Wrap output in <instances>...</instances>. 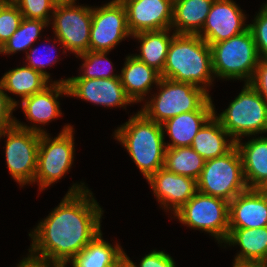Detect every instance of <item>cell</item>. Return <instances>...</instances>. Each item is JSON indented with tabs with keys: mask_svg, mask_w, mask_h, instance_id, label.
I'll return each mask as SVG.
<instances>
[{
	"mask_svg": "<svg viewBox=\"0 0 267 267\" xmlns=\"http://www.w3.org/2000/svg\"><path fill=\"white\" fill-rule=\"evenodd\" d=\"M6 0H0V7Z\"/></svg>",
	"mask_w": 267,
	"mask_h": 267,
	"instance_id": "7bdbcfd3",
	"label": "cell"
},
{
	"mask_svg": "<svg viewBox=\"0 0 267 267\" xmlns=\"http://www.w3.org/2000/svg\"><path fill=\"white\" fill-rule=\"evenodd\" d=\"M214 0H174L172 30L176 34L198 35Z\"/></svg>",
	"mask_w": 267,
	"mask_h": 267,
	"instance_id": "cb8c5ba5",
	"label": "cell"
},
{
	"mask_svg": "<svg viewBox=\"0 0 267 267\" xmlns=\"http://www.w3.org/2000/svg\"><path fill=\"white\" fill-rule=\"evenodd\" d=\"M252 23L248 24L260 58L267 59V2L262 5Z\"/></svg>",
	"mask_w": 267,
	"mask_h": 267,
	"instance_id": "d6a6232c",
	"label": "cell"
},
{
	"mask_svg": "<svg viewBox=\"0 0 267 267\" xmlns=\"http://www.w3.org/2000/svg\"><path fill=\"white\" fill-rule=\"evenodd\" d=\"M235 145L236 141L212 116L197 132L190 147L207 161L228 153Z\"/></svg>",
	"mask_w": 267,
	"mask_h": 267,
	"instance_id": "7402d4cb",
	"label": "cell"
},
{
	"mask_svg": "<svg viewBox=\"0 0 267 267\" xmlns=\"http://www.w3.org/2000/svg\"><path fill=\"white\" fill-rule=\"evenodd\" d=\"M19 102L4 92L2 83L0 81V131L6 127L15 125V117L12 113Z\"/></svg>",
	"mask_w": 267,
	"mask_h": 267,
	"instance_id": "e575fe53",
	"label": "cell"
},
{
	"mask_svg": "<svg viewBox=\"0 0 267 267\" xmlns=\"http://www.w3.org/2000/svg\"><path fill=\"white\" fill-rule=\"evenodd\" d=\"M38 50H39L38 48H34V47H31L29 49L30 52L26 53V62L28 61L26 64L27 66L33 68L34 70L42 73L50 80V75L48 72L44 71V68H46L47 66L51 67L53 66V63L55 64L57 62L56 57L54 58V55L49 54V53H52V51L54 50L53 49L49 50V47H48L47 50H44V53L42 54V58L41 56L36 55ZM45 59H48V60L45 61Z\"/></svg>",
	"mask_w": 267,
	"mask_h": 267,
	"instance_id": "836d02e7",
	"label": "cell"
},
{
	"mask_svg": "<svg viewBox=\"0 0 267 267\" xmlns=\"http://www.w3.org/2000/svg\"><path fill=\"white\" fill-rule=\"evenodd\" d=\"M69 96L81 98L94 105L122 107L133 104L127 96L120 78H67ZM125 106V107H124Z\"/></svg>",
	"mask_w": 267,
	"mask_h": 267,
	"instance_id": "9a60e30c",
	"label": "cell"
},
{
	"mask_svg": "<svg viewBox=\"0 0 267 267\" xmlns=\"http://www.w3.org/2000/svg\"><path fill=\"white\" fill-rule=\"evenodd\" d=\"M56 4L70 3L76 0H53Z\"/></svg>",
	"mask_w": 267,
	"mask_h": 267,
	"instance_id": "60d3db41",
	"label": "cell"
},
{
	"mask_svg": "<svg viewBox=\"0 0 267 267\" xmlns=\"http://www.w3.org/2000/svg\"><path fill=\"white\" fill-rule=\"evenodd\" d=\"M147 182L153 190L161 207L174 214L186 204L197 192V180L159 169Z\"/></svg>",
	"mask_w": 267,
	"mask_h": 267,
	"instance_id": "e0dca14e",
	"label": "cell"
},
{
	"mask_svg": "<svg viewBox=\"0 0 267 267\" xmlns=\"http://www.w3.org/2000/svg\"><path fill=\"white\" fill-rule=\"evenodd\" d=\"M73 126L66 124L58 136L52 139L48 133L40 134L37 169L33 183L45 190L57 183L69 171L74 160Z\"/></svg>",
	"mask_w": 267,
	"mask_h": 267,
	"instance_id": "ba28073f",
	"label": "cell"
},
{
	"mask_svg": "<svg viewBox=\"0 0 267 267\" xmlns=\"http://www.w3.org/2000/svg\"><path fill=\"white\" fill-rule=\"evenodd\" d=\"M116 267H133V265L124 257Z\"/></svg>",
	"mask_w": 267,
	"mask_h": 267,
	"instance_id": "f35d334b",
	"label": "cell"
},
{
	"mask_svg": "<svg viewBox=\"0 0 267 267\" xmlns=\"http://www.w3.org/2000/svg\"><path fill=\"white\" fill-rule=\"evenodd\" d=\"M205 160L192 147L166 148L164 168L172 173L197 180Z\"/></svg>",
	"mask_w": 267,
	"mask_h": 267,
	"instance_id": "83f0119b",
	"label": "cell"
},
{
	"mask_svg": "<svg viewBox=\"0 0 267 267\" xmlns=\"http://www.w3.org/2000/svg\"><path fill=\"white\" fill-rule=\"evenodd\" d=\"M124 253L118 243L113 246L105 241L101 232L68 263L72 267H116Z\"/></svg>",
	"mask_w": 267,
	"mask_h": 267,
	"instance_id": "484cf974",
	"label": "cell"
},
{
	"mask_svg": "<svg viewBox=\"0 0 267 267\" xmlns=\"http://www.w3.org/2000/svg\"><path fill=\"white\" fill-rule=\"evenodd\" d=\"M76 4V1L56 4L51 22L57 38L54 43L61 44L64 54L68 50L75 56L89 51L92 24V7Z\"/></svg>",
	"mask_w": 267,
	"mask_h": 267,
	"instance_id": "30bf717a",
	"label": "cell"
},
{
	"mask_svg": "<svg viewBox=\"0 0 267 267\" xmlns=\"http://www.w3.org/2000/svg\"><path fill=\"white\" fill-rule=\"evenodd\" d=\"M215 77L249 83L260 60L253 35L246 31L210 45Z\"/></svg>",
	"mask_w": 267,
	"mask_h": 267,
	"instance_id": "5b68a950",
	"label": "cell"
},
{
	"mask_svg": "<svg viewBox=\"0 0 267 267\" xmlns=\"http://www.w3.org/2000/svg\"><path fill=\"white\" fill-rule=\"evenodd\" d=\"M159 93L152 95L140 110L149 120L162 124L181 113L214 111L211 96L204 89L190 83L176 82L161 77Z\"/></svg>",
	"mask_w": 267,
	"mask_h": 267,
	"instance_id": "277c9868",
	"label": "cell"
},
{
	"mask_svg": "<svg viewBox=\"0 0 267 267\" xmlns=\"http://www.w3.org/2000/svg\"><path fill=\"white\" fill-rule=\"evenodd\" d=\"M170 31L172 29L144 31L132 35V38L134 37L140 42V54L133 56L161 73L165 66L171 40L176 34L173 32L171 35Z\"/></svg>",
	"mask_w": 267,
	"mask_h": 267,
	"instance_id": "d4e9b609",
	"label": "cell"
},
{
	"mask_svg": "<svg viewBox=\"0 0 267 267\" xmlns=\"http://www.w3.org/2000/svg\"><path fill=\"white\" fill-rule=\"evenodd\" d=\"M132 35L144 31L171 29L173 0H123Z\"/></svg>",
	"mask_w": 267,
	"mask_h": 267,
	"instance_id": "2e32d148",
	"label": "cell"
},
{
	"mask_svg": "<svg viewBox=\"0 0 267 267\" xmlns=\"http://www.w3.org/2000/svg\"><path fill=\"white\" fill-rule=\"evenodd\" d=\"M259 189L267 194V181Z\"/></svg>",
	"mask_w": 267,
	"mask_h": 267,
	"instance_id": "b9f144b4",
	"label": "cell"
},
{
	"mask_svg": "<svg viewBox=\"0 0 267 267\" xmlns=\"http://www.w3.org/2000/svg\"><path fill=\"white\" fill-rule=\"evenodd\" d=\"M117 128L114 139L124 146L146 180L164 168L166 142L162 124L149 120L138 111Z\"/></svg>",
	"mask_w": 267,
	"mask_h": 267,
	"instance_id": "3957f363",
	"label": "cell"
},
{
	"mask_svg": "<svg viewBox=\"0 0 267 267\" xmlns=\"http://www.w3.org/2000/svg\"><path fill=\"white\" fill-rule=\"evenodd\" d=\"M17 267H57V266L27 256L25 257V259L23 258L19 262V264H17Z\"/></svg>",
	"mask_w": 267,
	"mask_h": 267,
	"instance_id": "74e56055",
	"label": "cell"
},
{
	"mask_svg": "<svg viewBox=\"0 0 267 267\" xmlns=\"http://www.w3.org/2000/svg\"><path fill=\"white\" fill-rule=\"evenodd\" d=\"M242 11L233 0H214L198 35L210 46L246 31L249 25Z\"/></svg>",
	"mask_w": 267,
	"mask_h": 267,
	"instance_id": "4fadbf2b",
	"label": "cell"
},
{
	"mask_svg": "<svg viewBox=\"0 0 267 267\" xmlns=\"http://www.w3.org/2000/svg\"><path fill=\"white\" fill-rule=\"evenodd\" d=\"M213 115L214 111H192L166 120L162 123L163 132L172 142L166 143V148L190 147L197 132Z\"/></svg>",
	"mask_w": 267,
	"mask_h": 267,
	"instance_id": "603a6c76",
	"label": "cell"
},
{
	"mask_svg": "<svg viewBox=\"0 0 267 267\" xmlns=\"http://www.w3.org/2000/svg\"><path fill=\"white\" fill-rule=\"evenodd\" d=\"M84 183L73 184L49 215L29 233V257L67 265L99 233L103 210Z\"/></svg>",
	"mask_w": 267,
	"mask_h": 267,
	"instance_id": "6da1fadb",
	"label": "cell"
},
{
	"mask_svg": "<svg viewBox=\"0 0 267 267\" xmlns=\"http://www.w3.org/2000/svg\"><path fill=\"white\" fill-rule=\"evenodd\" d=\"M13 2L18 6L24 18L41 20L51 24L49 23L52 21L50 14H53L56 5L53 0H13Z\"/></svg>",
	"mask_w": 267,
	"mask_h": 267,
	"instance_id": "1f68e13d",
	"label": "cell"
},
{
	"mask_svg": "<svg viewBox=\"0 0 267 267\" xmlns=\"http://www.w3.org/2000/svg\"><path fill=\"white\" fill-rule=\"evenodd\" d=\"M160 74L163 78L190 83L209 93L207 89L215 79L210 46L199 35L175 34Z\"/></svg>",
	"mask_w": 267,
	"mask_h": 267,
	"instance_id": "7a4b0ae2",
	"label": "cell"
},
{
	"mask_svg": "<svg viewBox=\"0 0 267 267\" xmlns=\"http://www.w3.org/2000/svg\"><path fill=\"white\" fill-rule=\"evenodd\" d=\"M124 257L133 265V267H176L173 258L165 253V251L153 250L141 258L138 266L130 260L126 253H124Z\"/></svg>",
	"mask_w": 267,
	"mask_h": 267,
	"instance_id": "d590c367",
	"label": "cell"
},
{
	"mask_svg": "<svg viewBox=\"0 0 267 267\" xmlns=\"http://www.w3.org/2000/svg\"><path fill=\"white\" fill-rule=\"evenodd\" d=\"M249 84L267 102V59L260 58Z\"/></svg>",
	"mask_w": 267,
	"mask_h": 267,
	"instance_id": "8d00e7d4",
	"label": "cell"
},
{
	"mask_svg": "<svg viewBox=\"0 0 267 267\" xmlns=\"http://www.w3.org/2000/svg\"><path fill=\"white\" fill-rule=\"evenodd\" d=\"M229 202L223 198L197 192L174 213L180 223L213 236L218 244L229 234Z\"/></svg>",
	"mask_w": 267,
	"mask_h": 267,
	"instance_id": "9c48e42d",
	"label": "cell"
},
{
	"mask_svg": "<svg viewBox=\"0 0 267 267\" xmlns=\"http://www.w3.org/2000/svg\"><path fill=\"white\" fill-rule=\"evenodd\" d=\"M213 116L235 141L267 132V102L249 83L221 114L214 106Z\"/></svg>",
	"mask_w": 267,
	"mask_h": 267,
	"instance_id": "8992f818",
	"label": "cell"
},
{
	"mask_svg": "<svg viewBox=\"0 0 267 267\" xmlns=\"http://www.w3.org/2000/svg\"><path fill=\"white\" fill-rule=\"evenodd\" d=\"M45 27H48V23L45 21L27 19L23 17L18 29L0 48V54L12 55L22 50H25V53L29 52L28 50L40 37L41 31Z\"/></svg>",
	"mask_w": 267,
	"mask_h": 267,
	"instance_id": "f1b7e54d",
	"label": "cell"
},
{
	"mask_svg": "<svg viewBox=\"0 0 267 267\" xmlns=\"http://www.w3.org/2000/svg\"><path fill=\"white\" fill-rule=\"evenodd\" d=\"M108 53L109 52L87 51L77 55V58L80 57L84 60V63L81 65L82 74L70 78L94 79L119 77V75L112 73L114 68L111 61L106 57ZM103 64H107L109 68Z\"/></svg>",
	"mask_w": 267,
	"mask_h": 267,
	"instance_id": "f546056e",
	"label": "cell"
},
{
	"mask_svg": "<svg viewBox=\"0 0 267 267\" xmlns=\"http://www.w3.org/2000/svg\"><path fill=\"white\" fill-rule=\"evenodd\" d=\"M66 83L67 79L53 81V83L51 81V84L43 91L21 100V107L26 119L33 122L34 125H30L29 127L28 125L22 124L17 119H15V125L22 129L46 133L40 126L37 127L38 125H35V123L44 125L62 115L58 97H62L63 95L69 96Z\"/></svg>",
	"mask_w": 267,
	"mask_h": 267,
	"instance_id": "5bb4252c",
	"label": "cell"
},
{
	"mask_svg": "<svg viewBox=\"0 0 267 267\" xmlns=\"http://www.w3.org/2000/svg\"><path fill=\"white\" fill-rule=\"evenodd\" d=\"M233 267H265V265H262V264H237V263H233Z\"/></svg>",
	"mask_w": 267,
	"mask_h": 267,
	"instance_id": "ab89813d",
	"label": "cell"
},
{
	"mask_svg": "<svg viewBox=\"0 0 267 267\" xmlns=\"http://www.w3.org/2000/svg\"><path fill=\"white\" fill-rule=\"evenodd\" d=\"M132 36L127 24L125 6L120 1H110L93 8L89 51L110 52L126 37Z\"/></svg>",
	"mask_w": 267,
	"mask_h": 267,
	"instance_id": "7c38bea8",
	"label": "cell"
},
{
	"mask_svg": "<svg viewBox=\"0 0 267 267\" xmlns=\"http://www.w3.org/2000/svg\"><path fill=\"white\" fill-rule=\"evenodd\" d=\"M22 13L13 1H5L0 7V48L18 29Z\"/></svg>",
	"mask_w": 267,
	"mask_h": 267,
	"instance_id": "4dcf8cb0",
	"label": "cell"
},
{
	"mask_svg": "<svg viewBox=\"0 0 267 267\" xmlns=\"http://www.w3.org/2000/svg\"><path fill=\"white\" fill-rule=\"evenodd\" d=\"M0 81L4 92L8 91L16 94L22 98L21 100L43 91L50 85V80L45 75L26 64L9 70L2 76Z\"/></svg>",
	"mask_w": 267,
	"mask_h": 267,
	"instance_id": "4316f807",
	"label": "cell"
},
{
	"mask_svg": "<svg viewBox=\"0 0 267 267\" xmlns=\"http://www.w3.org/2000/svg\"><path fill=\"white\" fill-rule=\"evenodd\" d=\"M236 146L242 158L243 172L248 188L259 189L267 181V137L264 135Z\"/></svg>",
	"mask_w": 267,
	"mask_h": 267,
	"instance_id": "44dd1931",
	"label": "cell"
},
{
	"mask_svg": "<svg viewBox=\"0 0 267 267\" xmlns=\"http://www.w3.org/2000/svg\"><path fill=\"white\" fill-rule=\"evenodd\" d=\"M229 228L267 226V194L248 188L229 202Z\"/></svg>",
	"mask_w": 267,
	"mask_h": 267,
	"instance_id": "ac0fdd59",
	"label": "cell"
},
{
	"mask_svg": "<svg viewBox=\"0 0 267 267\" xmlns=\"http://www.w3.org/2000/svg\"><path fill=\"white\" fill-rule=\"evenodd\" d=\"M124 67L119 74L121 84L127 96L133 103L145 100L144 96L152 89L153 84L158 85L161 74L153 67L147 66L135 56L129 55L126 58Z\"/></svg>",
	"mask_w": 267,
	"mask_h": 267,
	"instance_id": "ffe728a7",
	"label": "cell"
},
{
	"mask_svg": "<svg viewBox=\"0 0 267 267\" xmlns=\"http://www.w3.org/2000/svg\"><path fill=\"white\" fill-rule=\"evenodd\" d=\"M247 189L242 158L236 145L228 153L205 161L197 179L198 192L228 202Z\"/></svg>",
	"mask_w": 267,
	"mask_h": 267,
	"instance_id": "52a82bcc",
	"label": "cell"
},
{
	"mask_svg": "<svg viewBox=\"0 0 267 267\" xmlns=\"http://www.w3.org/2000/svg\"><path fill=\"white\" fill-rule=\"evenodd\" d=\"M40 134L16 125L0 131V139L3 136L7 137L5 140L6 165L11 177L22 187L34 182Z\"/></svg>",
	"mask_w": 267,
	"mask_h": 267,
	"instance_id": "8fae6325",
	"label": "cell"
},
{
	"mask_svg": "<svg viewBox=\"0 0 267 267\" xmlns=\"http://www.w3.org/2000/svg\"><path fill=\"white\" fill-rule=\"evenodd\" d=\"M241 250L234 258L237 264H262L267 266V226L262 228H229L223 242Z\"/></svg>",
	"mask_w": 267,
	"mask_h": 267,
	"instance_id": "d6986e66",
	"label": "cell"
}]
</instances>
